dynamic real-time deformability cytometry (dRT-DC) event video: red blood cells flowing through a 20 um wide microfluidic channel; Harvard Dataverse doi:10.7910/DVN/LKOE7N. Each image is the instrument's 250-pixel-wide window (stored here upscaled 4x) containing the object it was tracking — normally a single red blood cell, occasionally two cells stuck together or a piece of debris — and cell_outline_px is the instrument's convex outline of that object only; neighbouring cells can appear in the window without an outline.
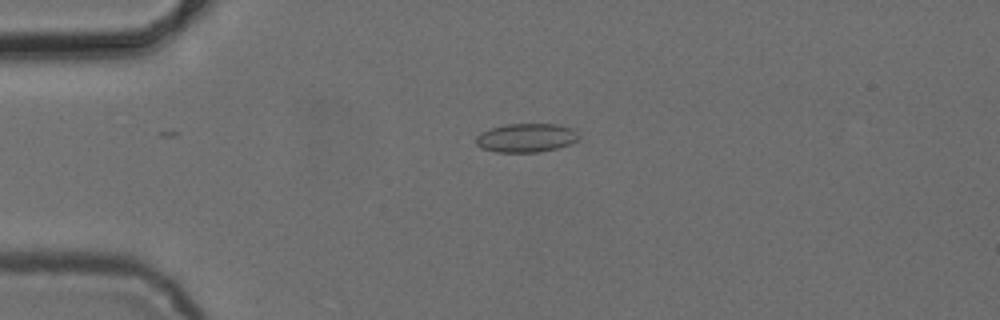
{"species": "common noctule bat (a hibernating species)", "species_latin": "Nyctalus noctula", "temperature_condition": "cold", "stored_images_in_passage": 29, "camera_frame_rate_fps": 3000, "um_per_image_px": 0.085, "animal": {"sex": "female", "body_mass_g": 24.6, "forearm_length_mm": 56.2}, "frame": {"image": 1, "passage_image": 13, "time_ms": 4.0, "image_size_px": [1000, 320], "cell_outline_px": [[580, 136], [576, 140], [568, 144], [556, 148], [540, 152], [496, 152], [480, 148], [476, 144], [476, 136], [480, 132], [492, 128], [508, 124], [556, 124], [572, 128]], "centroid_in_image_um": [44.69, 11.72], "position_along_channel_um": 40.3, "area_um2": 17.17}}
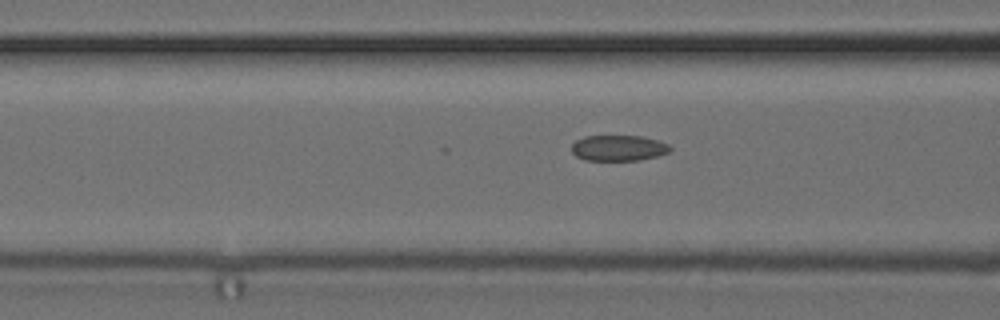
{"frame": {"image": 2, "passage_image": 21, "time_ms": 6.667, "image_size_px": [1000, 320], "cell_outline_px": [[672, 148], [668, 152], [656, 156], [640, 160], [584, 160], [576, 156], [572, 152], [572, 144], [576, 140], [584, 136], [640, 136], [656, 140], [668, 144]], "centroid_in_image_um": [52.54, 12.58], "position_along_channel_um": 114.1, "area_um2": 14.68}}
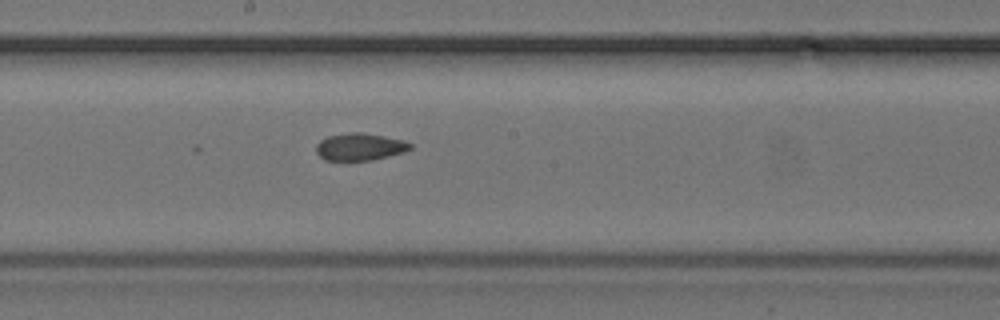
{"frame": {"image": 3, "passage_image": 29, "time_ms": 9.333, "image_size_px": [1000, 320], "cell_outline_px": [[412, 148], [404, 152], [372, 160], [324, 160], [316, 152], [316, 144], [320, 140], [328, 136], [352, 132], [360, 132], [384, 136], [404, 140], [412, 144]], "centroid_in_image_um": [30.59, 12.48], "position_along_channel_um": 217.6, "area_um2": 14.91}}